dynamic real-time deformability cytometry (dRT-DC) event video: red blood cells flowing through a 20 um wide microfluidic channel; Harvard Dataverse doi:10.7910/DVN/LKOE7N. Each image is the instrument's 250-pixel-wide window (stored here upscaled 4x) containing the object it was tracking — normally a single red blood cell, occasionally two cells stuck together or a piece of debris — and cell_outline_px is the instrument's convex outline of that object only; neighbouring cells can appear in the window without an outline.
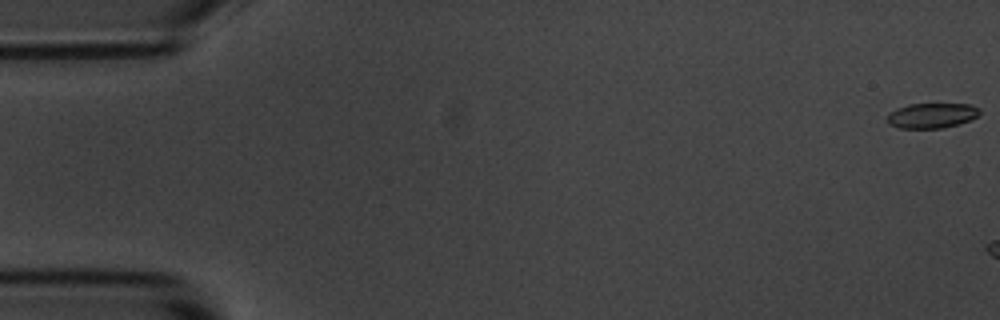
{"species": "common noctule bat (a hibernating species)", "species_latin": "Nyctalus noctula", "temperature_condition": "room temperature", "stored_images_in_passage": 3, "camera_frame_rate_fps": 3000, "um_per_image_px": 0.085, "animal": {"sex": "male", "body_mass_g": 20.1, "forearm_length_mm": 53.5}, "frame": {"image": 1, "passage_image": 1, "time_ms": 0.0, "image_size_px": [1000, 320], "cell_outline_px": [[980, 112], [976, 116], [960, 124], [944, 128], [900, 128], [888, 124], [888, 112], [896, 108], [908, 104], [968, 104], [980, 108]], "centroid_in_image_um": [79.17, 9.82], "position_along_channel_um": 5.8, "area_um2": 13.53}}